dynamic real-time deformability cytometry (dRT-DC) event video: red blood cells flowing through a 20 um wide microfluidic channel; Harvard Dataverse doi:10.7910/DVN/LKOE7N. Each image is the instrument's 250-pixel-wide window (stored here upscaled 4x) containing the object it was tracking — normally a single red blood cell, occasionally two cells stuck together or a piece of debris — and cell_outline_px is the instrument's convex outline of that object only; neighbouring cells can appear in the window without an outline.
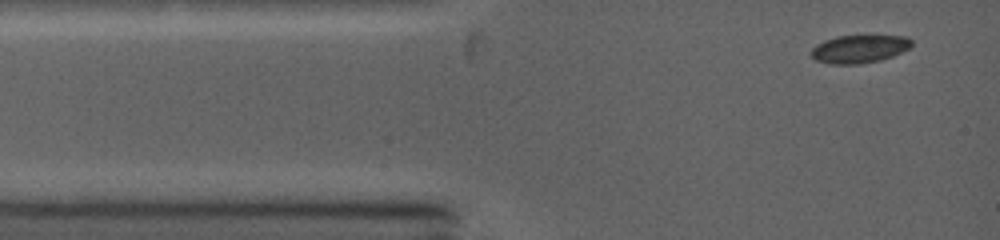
{"species": "common noctule bat (a hibernating species)", "species_latin": "Nyctalus noctula", "temperature_condition": "warm", "stored_images_in_passage": 4, "camera_frame_rate_fps": 5000, "um_per_image_px": 0.085, "animal": {"sex": "female", "body_mass_g": 19.0, "forearm_length_mm": 53.3}, "frame": {"image": 1, "passage_image": 1, "time_ms": 0.0, "image_size_px": [1000, 240], "cell_outline_px": [[912, 44], [908, 48], [892, 56], [880, 60], [860, 64], [828, 64], [816, 60], [812, 56], [812, 48], [816, 44], [824, 40], [836, 36], [908, 36], [912, 40]], "centroid_in_image_um": [73.02, 4.16], "position_along_channel_um": 12.0, "area_um2": 16.3}}
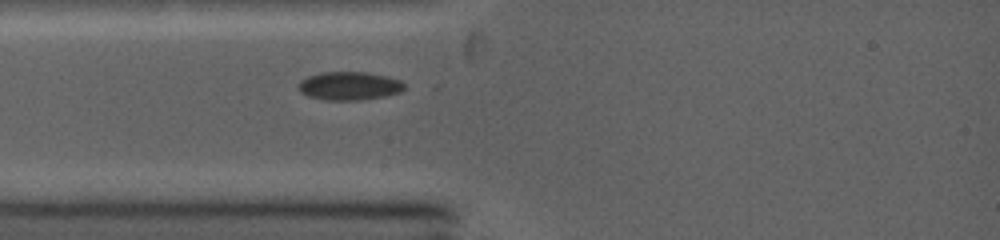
{"frame": {"image": 2, "passage_image": 4, "time_ms": 2.0, "image_size_px": [1000, 240], "cell_outline_px": [[404, 88], [400, 92], [384, 96], [360, 100], [324, 100], [308, 96], [300, 92], [296, 88], [296, 84], [300, 80], [308, 76], [320, 72], [368, 72], [388, 76], [400, 80], [404, 84]], "centroid_in_image_um": [29.64, 7.29], "position_along_channel_um": 55.4, "area_um2": 17.74}}